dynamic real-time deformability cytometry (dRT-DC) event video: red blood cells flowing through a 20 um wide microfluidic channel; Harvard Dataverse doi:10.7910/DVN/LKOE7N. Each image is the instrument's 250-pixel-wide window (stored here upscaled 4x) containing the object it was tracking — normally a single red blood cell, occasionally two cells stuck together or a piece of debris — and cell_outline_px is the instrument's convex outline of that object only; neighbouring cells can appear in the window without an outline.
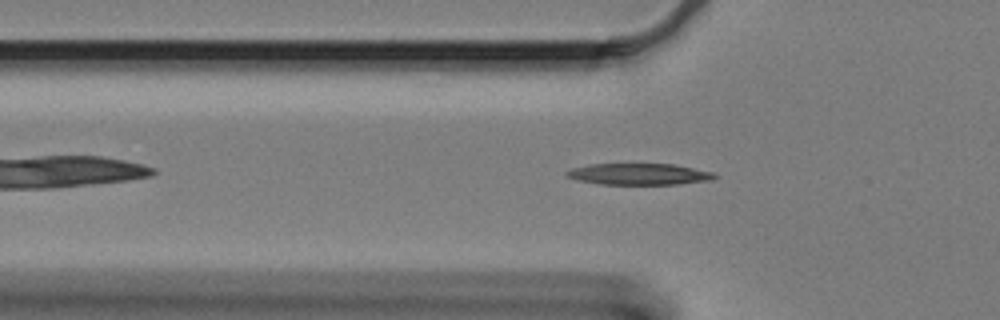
{"species": "Egyptian fruit bat (a non-hibernating species)", "species_latin": "Rousettus aegyptiacus", "temperature_condition": "cold", "stored_images_in_passage": 50, "camera_frame_rate_fps": 3000, "um_per_image_px": 0.085, "animal": {"sex": "female"}, "frame": {"image": 1, "passage_image": 8, "time_ms": 2.333, "image_size_px": [1000, 320], "cell_outline_px": [[716, 176], [712, 180], [676, 184], [600, 184], [576, 180], [568, 176], [564, 172], [572, 168], [588, 164], [672, 164], [712, 172]], "centroid_in_image_um": [54.26, 14.8], "position_along_channel_um": 71.5, "area_um2": 18.26}}
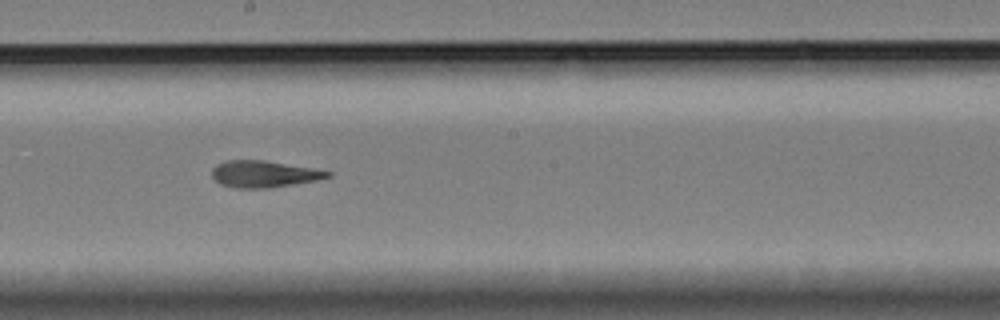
{"frame": {"image": 2, "passage_image": 22, "time_ms": 7.0, "image_size_px": [1000, 320], "cell_outline_px": [[332, 176], [316, 180], [268, 188], [236, 188], [220, 184], [212, 176], [212, 168], [216, 164], [228, 160], [264, 160], [332, 172]], "centroid_in_image_um": [22.38, 14.79], "position_along_channel_um": 225.8, "area_um2": 17.74}}
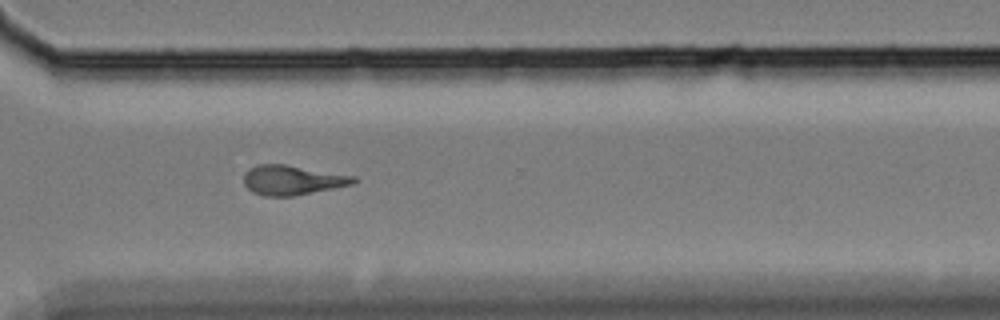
{"frame": {"image": 3, "passage_image": 33, "time_ms": 10.667, "image_size_px": [1000, 320], "cell_outline_px": [[360, 180], [352, 184], [292, 196], [264, 196], [252, 192], [244, 184], [244, 172], [260, 164], [284, 164], [356, 176]], "centroid_in_image_um": [24.85, 15.3], "position_along_channel_um": 345.7, "area_um2": 18.79}, "authors_computed_cell_mechanics": {"area_um2": 18.6116, "velocity_mm_per_s": 3.2825, "shape_relaxation_time_tau1_ms": null, "shape_relaxation_time_tau2_ms": 3.9312, "deformation_change_tau1": null, "deformation_change_tau2": 0.1289}}